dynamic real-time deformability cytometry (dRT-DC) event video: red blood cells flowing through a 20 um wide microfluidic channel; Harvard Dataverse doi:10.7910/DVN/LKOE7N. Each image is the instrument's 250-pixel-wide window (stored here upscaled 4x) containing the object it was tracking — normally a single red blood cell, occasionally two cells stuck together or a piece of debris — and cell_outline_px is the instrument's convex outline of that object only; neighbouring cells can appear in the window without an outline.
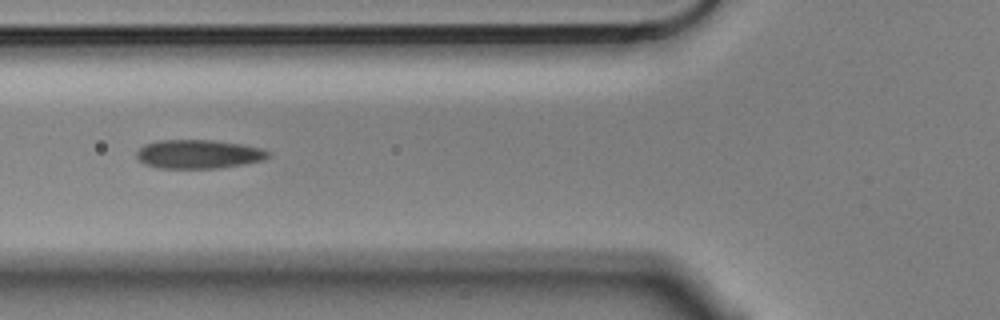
{"species": "Egyptian fruit bat (a non-hibernating species)", "species_latin": "Rousettus aegyptiacus", "temperature_condition": "cold", "stored_images_in_passage": 8, "camera_frame_rate_fps": 3000, "um_per_image_px": 0.085, "animal": {"sex": "male"}, "frame": {"image": 1, "passage_image": 4, "time_ms": 1.0, "image_size_px": [1000, 320], "cell_outline_px": [[272, 152], [264, 160], [216, 168], [156, 168], [144, 164], [136, 156], [136, 152], [144, 144], [156, 140], [212, 140], [240, 144], [264, 148]], "centroid_in_image_um": [16.86, 13.09], "position_along_channel_um": 108.9, "area_um2": 22.14}}
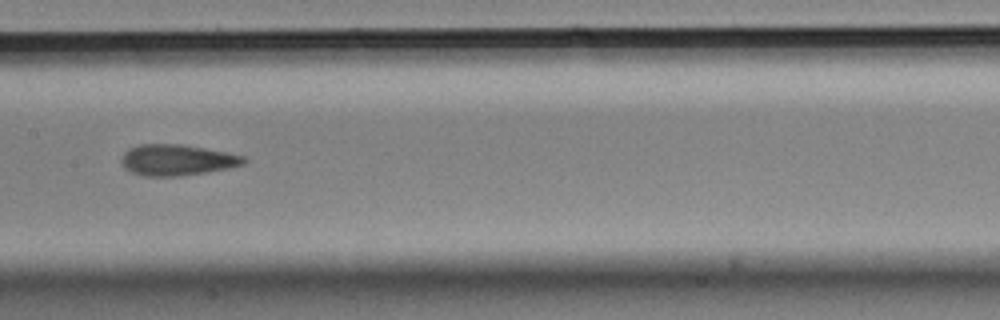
{"frame": {"image": 2, "passage_image": 6, "time_ms": 1.667, "image_size_px": [1000, 320], "cell_outline_px": [[248, 160], [244, 164], [228, 168], [208, 172], [180, 176], [144, 176], [132, 172], [124, 168], [120, 160], [124, 152], [128, 148], [140, 144], [180, 144], [204, 148], [244, 156]], "centroid_in_image_um": [15.02, 13.6], "position_along_channel_um": 192.4, "area_um2": 22.14}}
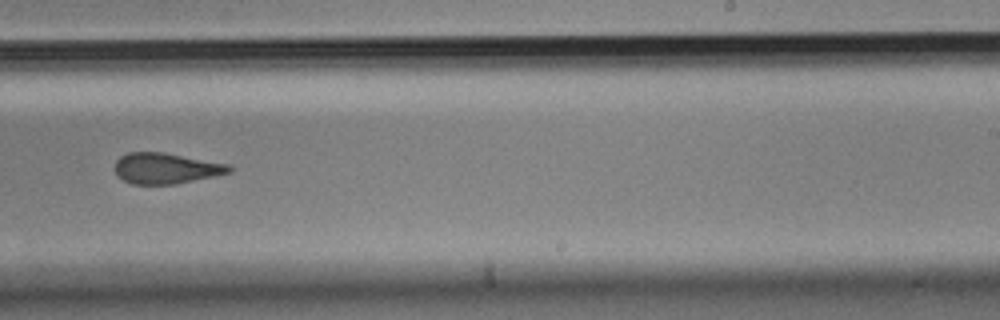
{"frame": {"image": 3, "passage_image": 8, "time_ms": 2.333, "image_size_px": [1000, 320], "cell_outline_px": [[232, 172], [176, 184], [132, 184], [116, 176], [116, 160], [120, 156], [128, 152], [164, 152], [228, 164], [232, 168]], "centroid_in_image_um": [14.09, 14.3], "position_along_channel_um": 274.9, "area_um2": 20.46}}